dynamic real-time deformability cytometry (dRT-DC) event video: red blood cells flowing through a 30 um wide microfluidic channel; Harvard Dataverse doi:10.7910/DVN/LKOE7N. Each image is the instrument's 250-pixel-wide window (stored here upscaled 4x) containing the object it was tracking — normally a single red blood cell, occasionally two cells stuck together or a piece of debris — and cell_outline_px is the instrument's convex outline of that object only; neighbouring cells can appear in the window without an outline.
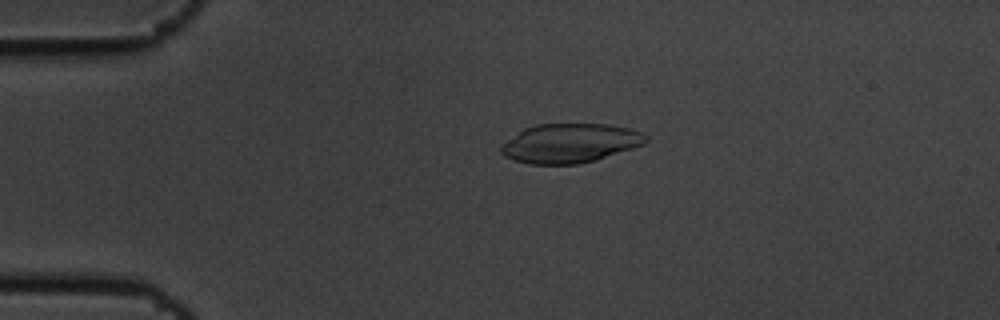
{"species": "common noctule bat (a hibernating species)", "species_latin": "Nyctalus noctula", "temperature_condition": "cold", "stored_images_in_passage": 4, "camera_frame_rate_fps": 3000, "um_per_image_px": 0.085, "animal": {"sex": "male", "body_mass_g": 19.5, "forearm_length_mm": 54.6}, "frame": {"image": 1, "passage_image": 3, "time_ms": 0.667, "image_size_px": [1000, 320], "cell_outline_px": [[648, 140], [644, 144], [596, 160], [580, 164], [528, 164], [504, 156], [500, 152], [500, 144], [524, 128], [536, 124], [608, 124], [628, 128], [644, 132], [648, 136]], "centroid_in_image_um": [48.44, 12.17], "position_along_channel_um": 36.6, "area_um2": 33.23}}